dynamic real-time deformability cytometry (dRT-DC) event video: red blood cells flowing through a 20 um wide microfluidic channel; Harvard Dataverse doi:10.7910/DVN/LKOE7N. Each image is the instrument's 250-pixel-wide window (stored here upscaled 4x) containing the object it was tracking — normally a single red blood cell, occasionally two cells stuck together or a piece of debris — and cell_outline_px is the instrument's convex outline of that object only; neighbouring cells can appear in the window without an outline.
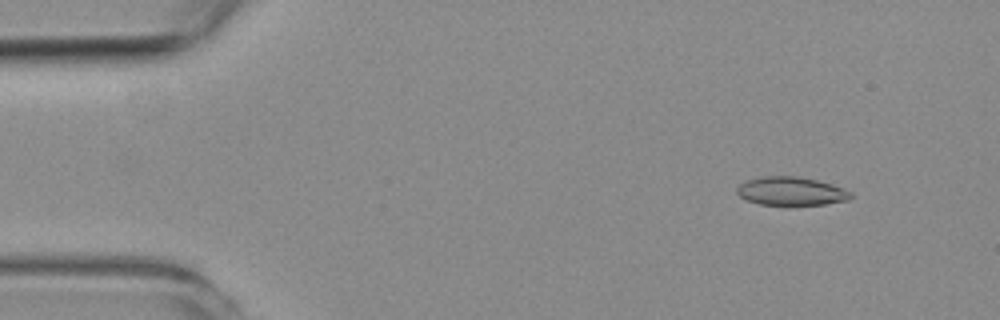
{"species": "common noctule bat (a hibernating species)", "species_latin": "Nyctalus noctula", "temperature_condition": "room temperature", "stored_images_in_passage": 13, "camera_frame_rate_fps": 3000, "um_per_image_px": 0.085, "animal": {"sex": "female", "body_mass_g": 19.3, "forearm_length_mm": 54.1}, "frame": {"image": 1, "passage_image": 6, "time_ms": 1.667, "image_size_px": [1000, 320], "cell_outline_px": [[852, 196], [848, 200], [824, 204], [788, 208], [760, 204], [748, 200], [740, 196], [736, 192], [736, 188], [740, 184], [748, 180], [764, 176], [796, 176], [816, 180], [852, 192]], "centroid_in_image_um": [67.21, 16.3], "position_along_channel_um": 17.8, "area_um2": 19.31}}